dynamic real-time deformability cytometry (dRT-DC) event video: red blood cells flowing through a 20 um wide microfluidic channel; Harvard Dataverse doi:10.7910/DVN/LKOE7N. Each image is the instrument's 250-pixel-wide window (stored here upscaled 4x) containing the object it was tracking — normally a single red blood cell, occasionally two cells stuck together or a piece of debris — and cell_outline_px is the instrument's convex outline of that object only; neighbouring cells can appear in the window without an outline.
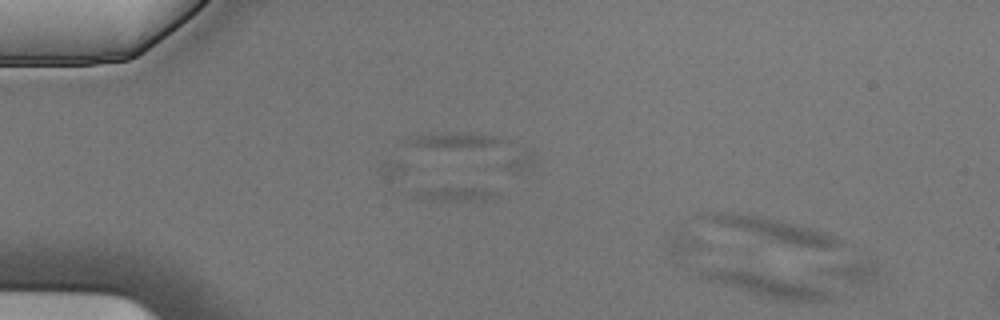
{"species": "Egyptian fruit bat (a non-hibernating species)", "species_latin": "Rousettus aegyptiacus", "temperature_condition": "cold", "stored_images_in_passage": 2, "segment_of_instrument_passage": [1, 2], "camera_frame_rate_fps": 3000, "um_per_image_px": 0.085, "animal": {"sex": "male"}, "frame": {"image": 1, "passage_image": 1, "time_ms": 0.0, "image_size_px": [1000, 320], "cell_outline_px": [[880, 272], [876, 284], [832, 300], [812, 304], [804, 304], [776, 300], [756, 296], [696, 276], [696, 272], [708, 268], [856, 260], [872, 260]], "centroid_in_image_um": [67.79, 23.78], "position_along_channel_um": 17.2, "area_um2": 39.07}}